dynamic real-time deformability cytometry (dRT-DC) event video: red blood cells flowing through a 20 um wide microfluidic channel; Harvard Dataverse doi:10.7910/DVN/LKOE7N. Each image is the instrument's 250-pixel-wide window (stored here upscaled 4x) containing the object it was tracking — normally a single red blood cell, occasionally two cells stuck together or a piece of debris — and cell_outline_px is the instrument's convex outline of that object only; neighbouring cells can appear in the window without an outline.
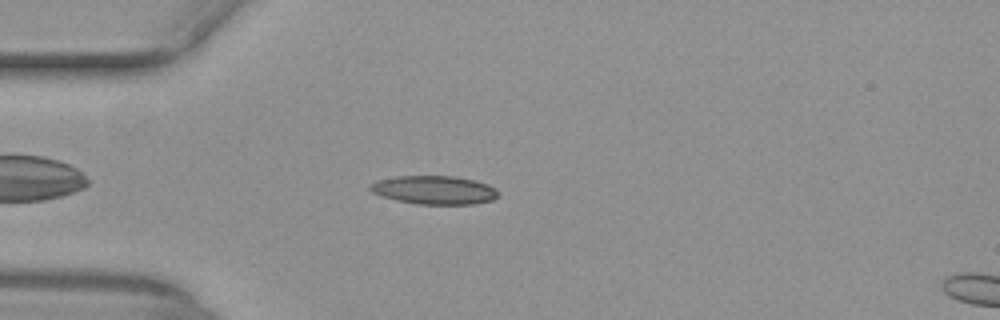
{"species": "common noctule bat (a hibernating species)", "species_latin": "Nyctalus noctula", "temperature_condition": "warm", "stored_images_in_passage": 43, "camera_frame_rate_fps": 3000, "um_per_image_px": 0.085, "animal": {"sex": "female", "body_mass_g": 29.2, "forearm_length_mm": 56.3}, "frame": {"image": 1, "passage_image": 6, "time_ms": 1.667, "image_size_px": [1000, 320], "cell_outline_px": [[496, 196], [492, 200], [472, 204], [416, 204], [396, 200], [380, 196], [372, 192], [368, 188], [368, 184], [376, 180], [396, 176], [456, 176], [476, 180], [488, 184], [496, 188]], "centroid_in_image_um": [36.86, 16.14], "position_along_channel_um": 48.1, "area_um2": 21.44}}
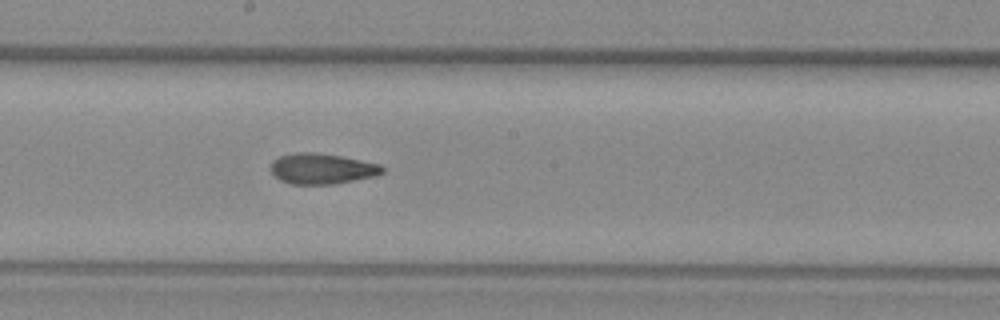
{"frame": {"image": 2, "passage_image": 20, "time_ms": 6.333, "image_size_px": [1000, 320], "cell_outline_px": [[384, 172], [376, 176], [332, 184], [288, 184], [280, 180], [268, 168], [272, 160], [280, 156], [296, 152], [312, 152], [340, 156], [380, 164], [384, 168]], "centroid_in_image_um": [27.33, 14.34], "position_along_channel_um": 220.9, "area_um2": 19.94}}
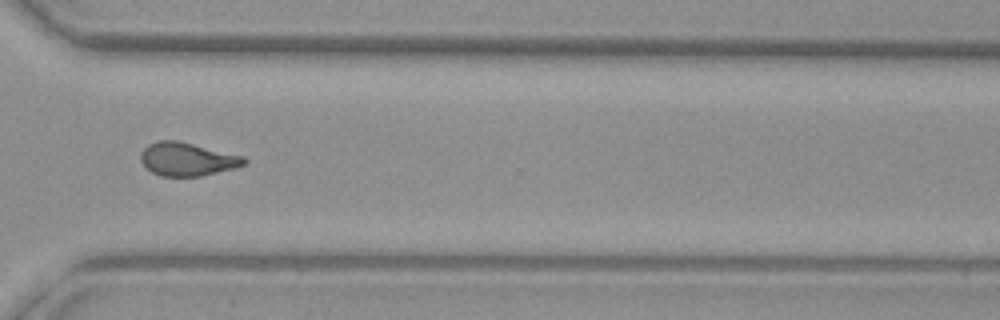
{"frame": {"image": 3, "passage_image": 30, "time_ms": 9.667, "image_size_px": [1000, 320], "cell_outline_px": [[248, 160], [244, 164], [236, 168], [200, 176], [160, 176], [144, 168], [140, 160], [140, 152], [148, 144], [156, 140], [176, 140], [244, 156]], "centroid_in_image_um": [15.88, 13.53], "position_along_channel_um": 354.7, "area_um2": 20.23}, "authors_computed_cell_mechanics": {"area_um2": 20.0566, "velocity_mm_per_s": 4.0181, "shape_relaxation_time_tau1_ms": null, "shape_relaxation_time_tau2_ms": 2.9977, "deformation_change_tau1": null, "deformation_change_tau2": 0.1088}}